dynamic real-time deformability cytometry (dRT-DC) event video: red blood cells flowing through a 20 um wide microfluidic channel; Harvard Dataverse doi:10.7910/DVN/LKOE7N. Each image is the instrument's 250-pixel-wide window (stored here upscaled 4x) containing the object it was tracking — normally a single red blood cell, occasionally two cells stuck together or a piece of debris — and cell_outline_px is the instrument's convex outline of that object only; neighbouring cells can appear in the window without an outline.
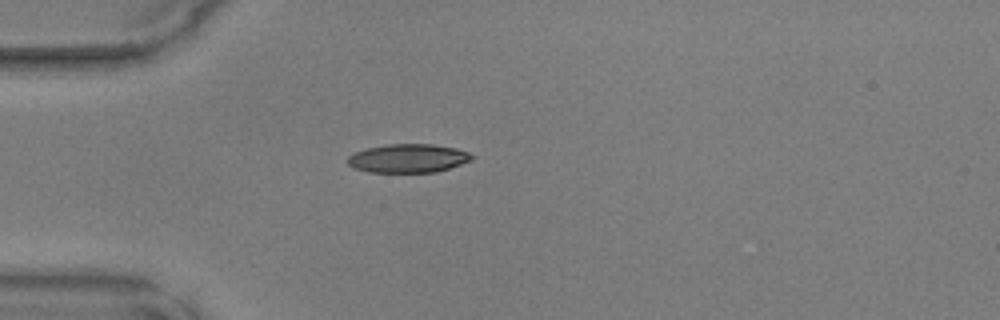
{"species": "common noctule bat (a hibernating species)", "species_latin": "Nyctalus noctula", "temperature_condition": "warm", "stored_images_in_passage": 35, "camera_frame_rate_fps": 3000, "um_per_image_px": 0.085, "animal": {"sex": "male", "body_mass_g": 17.9, "forearm_length_mm": 54.2}, "frame": {"image": 1, "passage_image": 1, "time_ms": 0.0, "image_size_px": [1000, 320], "cell_outline_px": [[476, 156], [472, 160], [436, 172], [368, 172], [352, 168], [348, 164], [348, 156], [356, 152], [368, 148], [388, 144], [432, 144], [456, 148], [468, 152]], "centroid_in_image_um": [34.7, 13.46], "position_along_channel_um": 50.3, "area_um2": 20.69}}
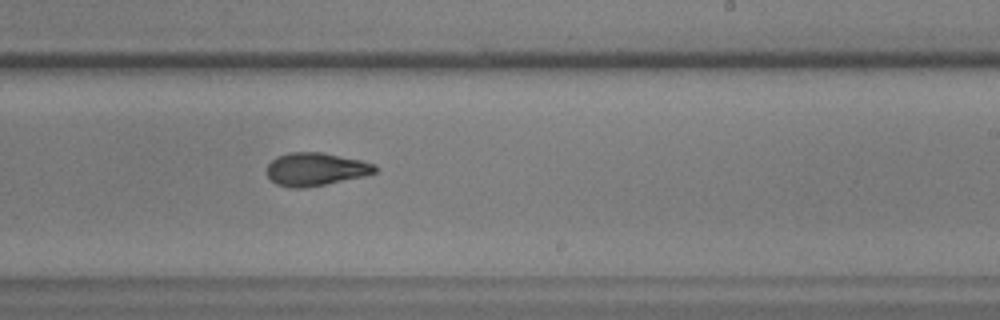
{"frame": {"image": 2, "passage_image": 17, "time_ms": 5.333, "image_size_px": [1000, 320], "cell_outline_px": [[376, 172], [364, 176], [304, 188], [292, 188], [276, 184], [268, 176], [268, 164], [276, 156], [288, 152], [320, 152], [360, 160], [376, 164]], "centroid_in_image_um": [26.82, 14.38], "position_along_channel_um": 262.2, "area_um2": 20.63}}
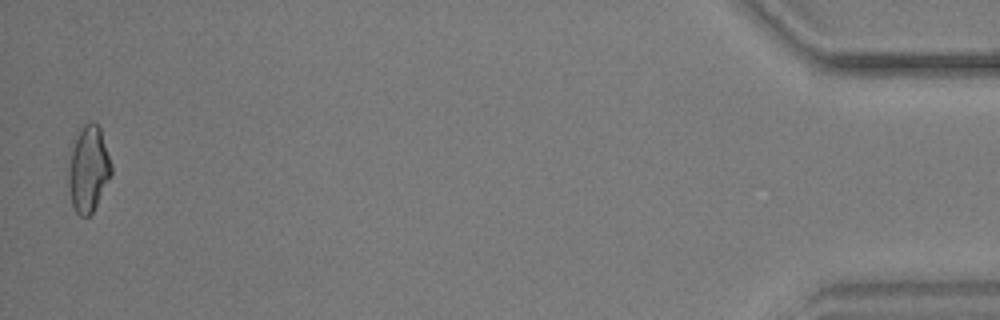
{"frame": {"image": 3, "passage_image": 35, "time_ms": 11.333, "image_size_px": [1000, 320], "cell_outline_px": [[112, 176], [92, 212], [88, 216], [80, 216], [76, 212], [72, 204], [68, 188], [68, 172], [72, 148], [80, 128], [84, 124], [96, 124], [100, 128], [112, 164]], "centroid_in_image_um": [7.53, 14.4], "position_along_channel_um": 427.7, "area_um2": 21.27}}